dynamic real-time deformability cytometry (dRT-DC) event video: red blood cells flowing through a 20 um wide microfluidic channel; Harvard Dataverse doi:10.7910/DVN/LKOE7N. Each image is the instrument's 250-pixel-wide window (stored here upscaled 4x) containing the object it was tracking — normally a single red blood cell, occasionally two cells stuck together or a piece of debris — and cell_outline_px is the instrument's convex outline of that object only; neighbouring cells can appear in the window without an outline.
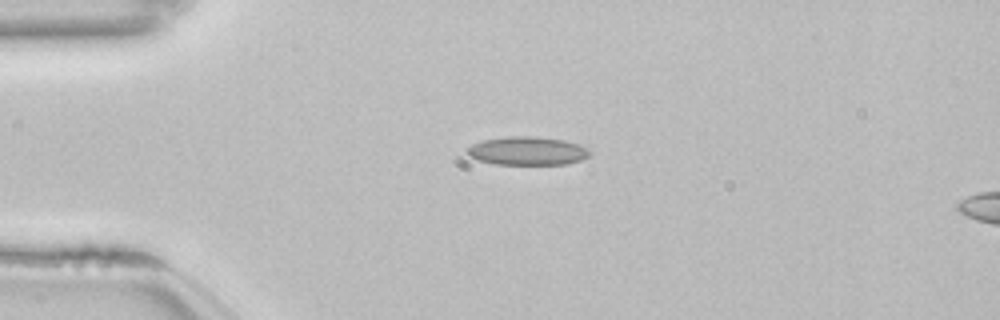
{"species": "common noctule bat (a hibernating species)", "species_latin": "Nyctalus noctula", "temperature_condition": "room temperature", "stored_images_in_passage": 41, "camera_frame_rate_fps": 3000, "um_per_image_px": 0.085, "animal": {"sex": "female", "body_mass_g": 22.7, "forearm_length_mm": 54.2}, "frame": {"image": 1, "passage_image": 1, "time_ms": 0.0, "image_size_px": [1000, 320], "cell_outline_px": [[592, 152], [588, 156], [580, 160], [564, 164], [496, 164], [480, 160], [468, 156], [464, 152], [472, 144], [484, 140], [504, 136], [536, 136], [564, 140], [580, 144], [588, 148]], "centroid_in_image_um": [44.83, 12.81], "position_along_channel_um": 40.2, "area_um2": 20.4}}
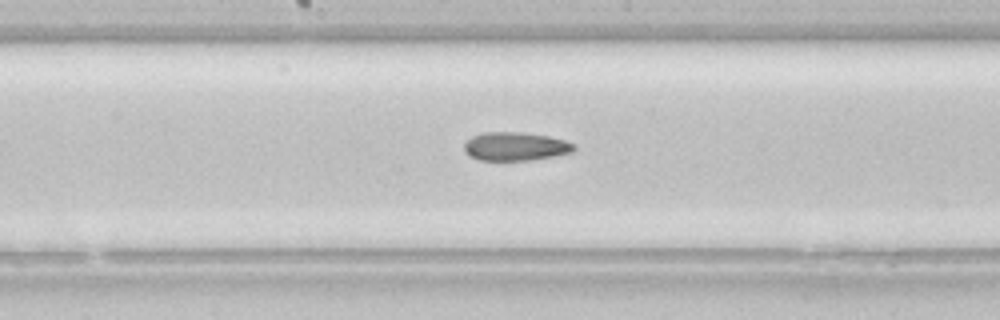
{"frame": {"image": 2, "passage_image": 16, "time_ms": 5.0, "image_size_px": [1000, 320], "cell_outline_px": [[576, 148], [572, 152], [532, 160], [480, 160], [464, 152], [464, 144], [472, 136], [480, 132], [524, 132], [548, 136], [564, 140], [576, 144]], "centroid_in_image_um": [43.81, 12.43], "position_along_channel_um": 204.4, "area_um2": 18.26}}
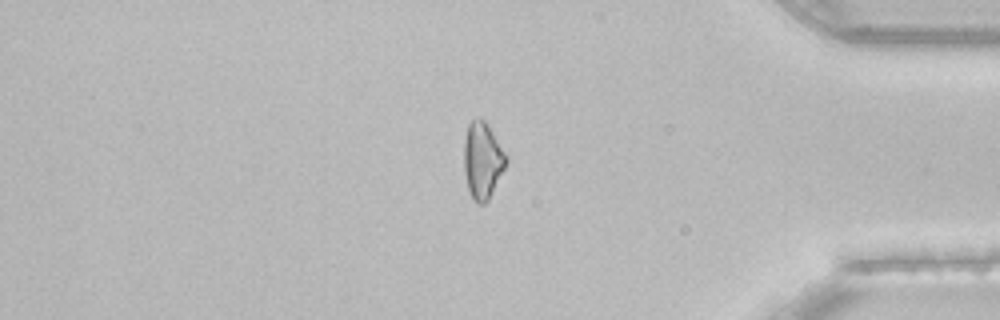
{"frame": {"image": 3, "passage_image": 33, "time_ms": 10.667, "image_size_px": [1000, 320], "cell_outline_px": [[508, 160], [488, 200], [484, 204], [476, 204], [472, 200], [468, 188], [464, 172], [464, 140], [468, 124], [476, 116], [480, 116], [484, 120], [508, 156]], "centroid_in_image_um": [41.0, 13.63], "position_along_channel_um": 394.2, "area_um2": 18.84}, "authors_computed_cell_mechanics": {"area_um2": 18.8428, "velocity_mm_per_s": 3.8572, "shape_relaxation_time_tau1_ms": null, "shape_relaxation_time_tau2_ms": 8.4073, "deformation_change_tau1": null, "deformation_change_tau2": 0.1712}}